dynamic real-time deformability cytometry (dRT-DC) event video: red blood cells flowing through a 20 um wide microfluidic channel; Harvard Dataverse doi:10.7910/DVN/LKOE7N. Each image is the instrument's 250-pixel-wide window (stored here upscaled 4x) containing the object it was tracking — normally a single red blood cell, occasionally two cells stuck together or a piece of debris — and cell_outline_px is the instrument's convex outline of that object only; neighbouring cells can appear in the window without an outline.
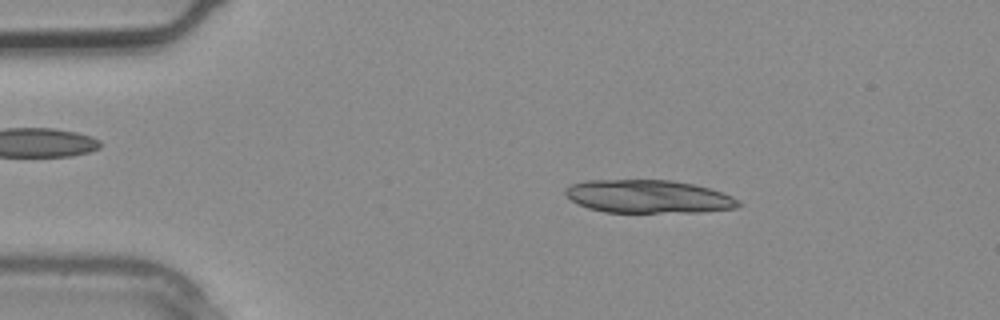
{"species": "common noctule bat (a hibernating species)", "species_latin": "Nyctalus noctula", "temperature_condition": "warm", "stored_images_in_passage": 2, "camera_frame_rate_fps": 3000, "um_per_image_px": 0.085, "animal": {"sex": "male", "body_mass_g": 20.4}, "frame": {"image": 1, "passage_image": 1, "time_ms": 0.0, "image_size_px": [1000, 320], "cell_outline_px": [[744, 204], [736, 208], [700, 212], [604, 212], [588, 208], [572, 200], [564, 192], [564, 188], [572, 184], [584, 180], [672, 180], [692, 184], [708, 188], [732, 196], [740, 200]], "centroid_in_image_um": [55.13, 16.7], "position_along_channel_um": 29.9, "area_um2": 33.41}}